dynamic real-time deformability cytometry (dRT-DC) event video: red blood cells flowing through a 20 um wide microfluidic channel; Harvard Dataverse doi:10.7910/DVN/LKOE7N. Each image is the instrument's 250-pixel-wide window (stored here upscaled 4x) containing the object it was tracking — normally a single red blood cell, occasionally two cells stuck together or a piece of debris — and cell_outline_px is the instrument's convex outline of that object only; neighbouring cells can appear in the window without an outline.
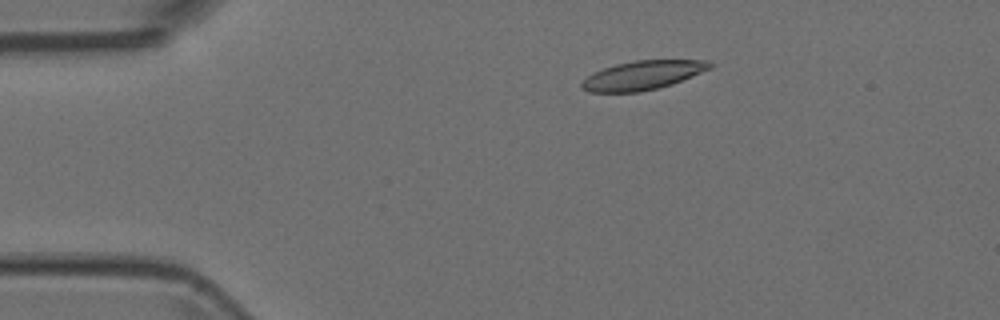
{"species": "Egyptian fruit bat (a non-hibernating species)", "species_latin": "Rousettus aegyptiacus", "temperature_condition": "room temperature", "stored_images_in_passage": 8, "camera_frame_rate_fps": 3000, "um_per_image_px": 0.085, "animal": {"sex": "female"}, "frame": {"image": 1, "passage_image": 3, "time_ms": 0.667, "image_size_px": [1000, 320], "cell_outline_px": [[712, 68], [672, 84], [640, 92], [588, 92], [580, 84], [588, 76], [604, 68], [616, 64], [636, 60], [708, 60], [712, 64]], "centroid_in_image_um": [54.66, 6.39], "position_along_channel_um": 30.3, "area_um2": 21.33}}
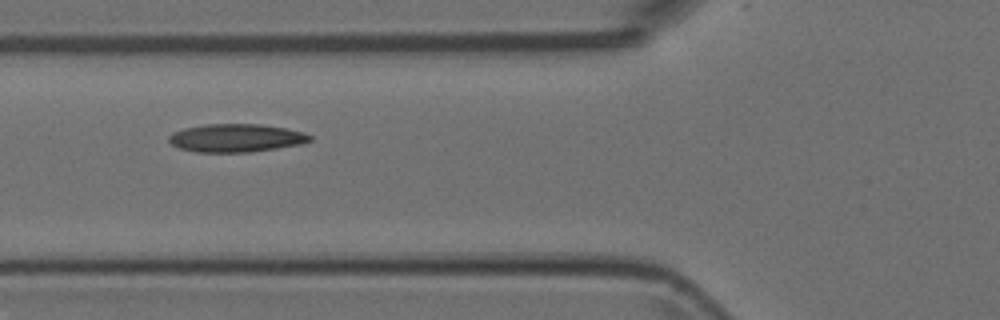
{"frame": {"image": 2, "passage_image": 6, "time_ms": 1.667, "image_size_px": [1000, 320], "cell_outline_px": [[312, 140], [300, 144], [252, 152], [196, 152], [180, 148], [172, 144], [168, 140], [168, 136], [172, 132], [184, 128], [204, 124], [260, 124], [288, 128], [304, 132], [312, 136]], "centroid_in_image_um": [20.07, 11.72], "position_along_channel_um": 105.7, "area_um2": 23.24}}
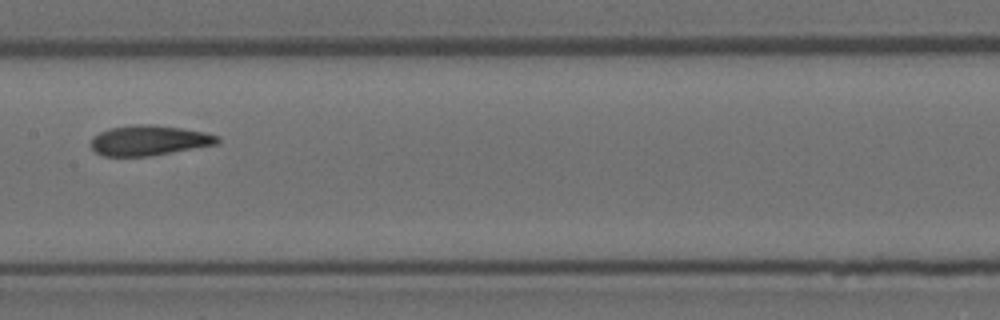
{"frame": {"image": 3, "passage_image": 8, "time_ms": 2.333, "image_size_px": [1000, 320], "cell_outline_px": [[220, 144], [148, 156], [104, 156], [96, 152], [92, 148], [92, 136], [100, 132], [112, 128], [136, 124], [152, 124], [180, 128], [204, 132], [220, 136]], "centroid_in_image_um": [12.71, 11.93], "position_along_channel_um": 194.7, "area_um2": 22.14}}